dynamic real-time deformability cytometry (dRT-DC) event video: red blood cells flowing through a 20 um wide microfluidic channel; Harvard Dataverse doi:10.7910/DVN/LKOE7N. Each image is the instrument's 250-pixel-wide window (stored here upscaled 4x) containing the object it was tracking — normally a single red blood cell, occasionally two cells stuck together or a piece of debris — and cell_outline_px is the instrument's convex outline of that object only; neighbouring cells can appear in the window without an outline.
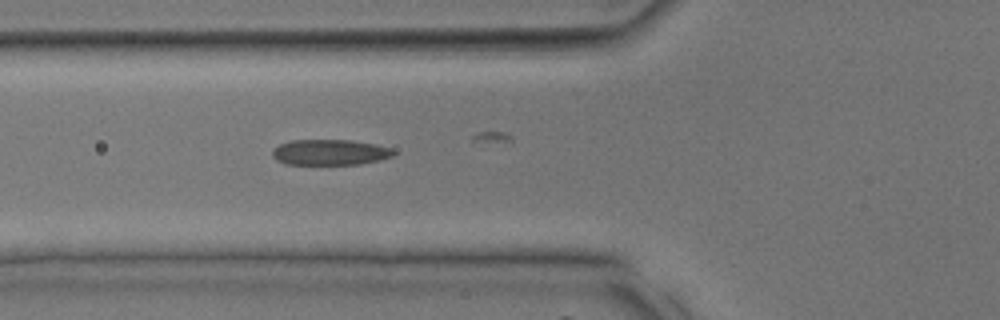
{"species": "common noctule bat (a hibernating species)", "species_latin": "Nyctalus noctula", "temperature_condition": "room temperature", "stored_images_in_passage": 28, "camera_frame_rate_fps": 3000, "um_per_image_px": 0.085, "animal": {"sex": "male", "body_mass_g": 17.9, "forearm_length_mm": 54.2}, "frame": {"image": 1, "passage_image": 5, "time_ms": 1.333, "image_size_px": [1000, 320], "cell_outline_px": [[396, 152], [392, 156], [380, 160], [360, 164], [284, 164], [276, 160], [272, 156], [272, 148], [280, 144], [292, 140], [352, 140], [376, 144], [392, 148]], "centroid_in_image_um": [28.04, 12.94], "position_along_channel_um": 97.8, "area_um2": 18.26}}
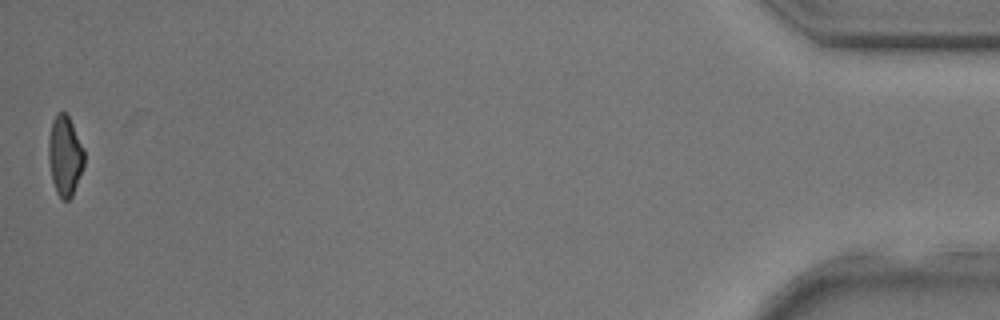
{"frame": {"image": 2, "passage_image": 28, "time_ms": 9.0, "image_size_px": [1000, 320], "cell_outline_px": [[84, 164], [72, 196], [68, 200], [64, 200], [56, 192], [52, 180], [48, 160], [48, 140], [52, 120], [56, 112], [64, 112], [68, 116], [84, 148]], "centroid_in_image_um": [5.5, 13.22], "position_along_channel_um": 429.7, "area_um2": 16.59}}